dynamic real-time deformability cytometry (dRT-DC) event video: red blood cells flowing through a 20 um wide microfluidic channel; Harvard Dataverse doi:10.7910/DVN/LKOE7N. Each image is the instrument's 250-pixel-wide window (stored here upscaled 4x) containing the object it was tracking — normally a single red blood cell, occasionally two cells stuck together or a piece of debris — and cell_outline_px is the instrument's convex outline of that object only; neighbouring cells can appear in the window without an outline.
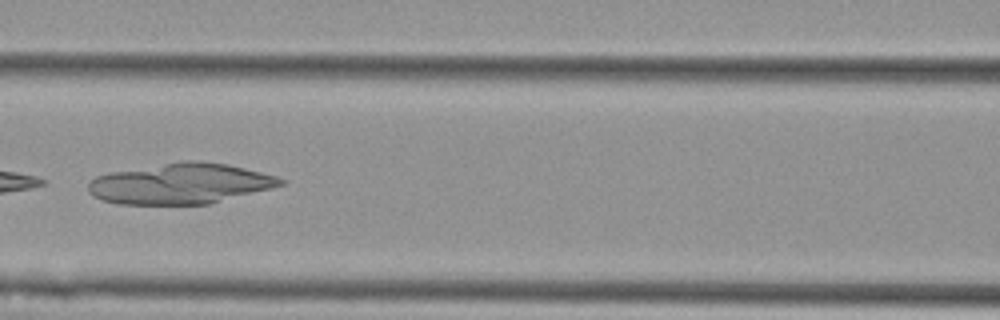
{"species": "Egyptian fruit bat (a non-hibernating species)", "species_latin": "Rousettus aegyptiacus", "temperature_condition": "cold", "stored_images_in_passage": 9, "camera_frame_rate_fps": 3000, "um_per_image_px": 0.085, "animal": {"sex": "female"}, "frame": {"image": 1, "passage_image": 6, "time_ms": 1.667, "image_size_px": [1000, 320], "cell_outline_px": [[284, 184], [208, 204], [116, 204], [100, 200], [92, 196], [88, 192], [88, 184], [96, 176], [112, 172], [184, 160], [200, 160], [228, 164], [276, 176], [284, 180]], "centroid_in_image_um": [15.28, 15.61], "position_along_channel_um": 151.3, "area_um2": 45.14}}
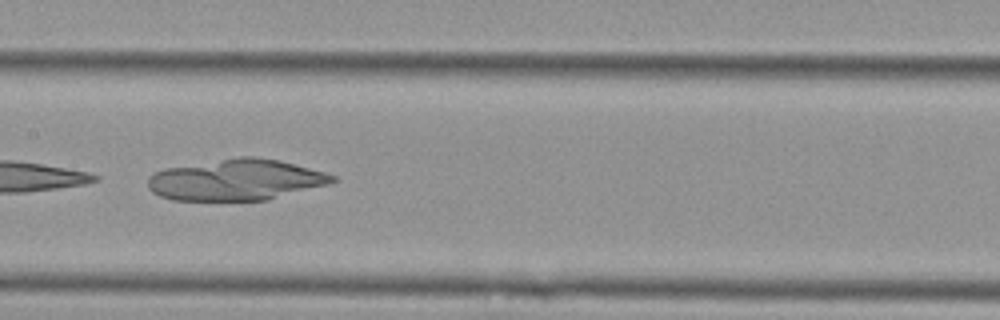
{"frame": {"image": 2, "passage_image": 7, "time_ms": 2.0, "image_size_px": [1000, 320], "cell_outline_px": [[340, 180], [328, 184], [268, 200], [172, 200], [160, 196], [152, 192], [148, 188], [148, 176], [152, 172], [164, 168], [236, 156], [256, 156], [280, 160], [324, 172], [336, 176]], "centroid_in_image_um": [20.04, 15.27], "position_along_channel_um": 187.4, "area_um2": 44.62}}
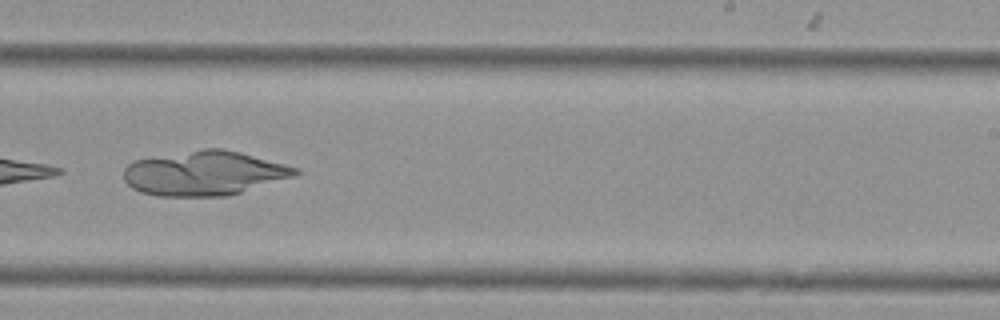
{"frame": {"image": 3, "passage_image": 9, "time_ms": 2.667, "image_size_px": [1000, 320], "cell_outline_px": [[300, 172], [296, 176], [228, 196], [160, 196], [140, 192], [132, 188], [124, 180], [124, 168], [132, 160], [204, 148], [220, 148], [240, 152], [300, 168]], "centroid_in_image_um": [17.37, 14.72], "position_along_channel_um": 271.6, "area_um2": 44.62}}